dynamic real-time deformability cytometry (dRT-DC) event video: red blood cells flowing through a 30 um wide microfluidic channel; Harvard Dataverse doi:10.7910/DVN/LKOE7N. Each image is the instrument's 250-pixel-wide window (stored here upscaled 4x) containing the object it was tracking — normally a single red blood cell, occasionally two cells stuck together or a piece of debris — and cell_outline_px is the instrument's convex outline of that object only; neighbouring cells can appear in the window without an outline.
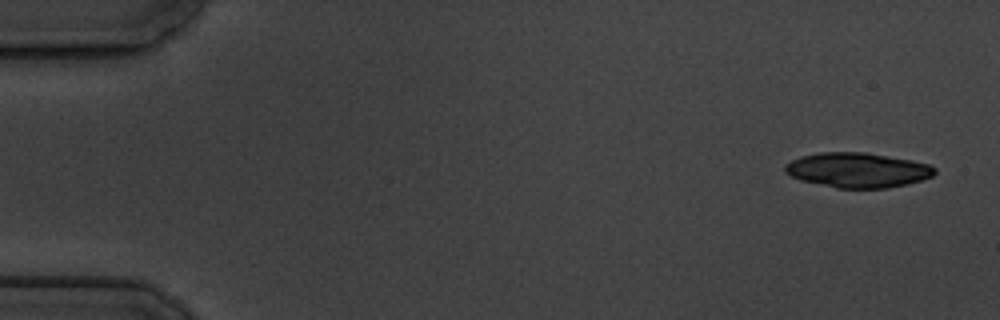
{"species": "common noctule bat (a hibernating species)", "species_latin": "Nyctalus noctula", "temperature_condition": "cold", "stored_images_in_passage": 6, "camera_frame_rate_fps": 3000, "um_per_image_px": 0.085, "animal": {"sex": "male", "body_mass_g": 19.5, "forearm_length_mm": 54.6}, "frame": {"image": 1, "passage_image": 6, "time_ms": 7.0, "image_size_px": [1000, 320], "cell_outline_px": [[936, 172], [932, 176], [920, 180], [888, 188], [836, 188], [800, 180], [784, 172], [784, 164], [800, 156], [820, 152], [864, 152], [908, 160], [928, 164], [936, 168]], "centroid_in_image_um": [72.84, 14.46], "position_along_channel_um": 12.2, "area_um2": 30.17}}